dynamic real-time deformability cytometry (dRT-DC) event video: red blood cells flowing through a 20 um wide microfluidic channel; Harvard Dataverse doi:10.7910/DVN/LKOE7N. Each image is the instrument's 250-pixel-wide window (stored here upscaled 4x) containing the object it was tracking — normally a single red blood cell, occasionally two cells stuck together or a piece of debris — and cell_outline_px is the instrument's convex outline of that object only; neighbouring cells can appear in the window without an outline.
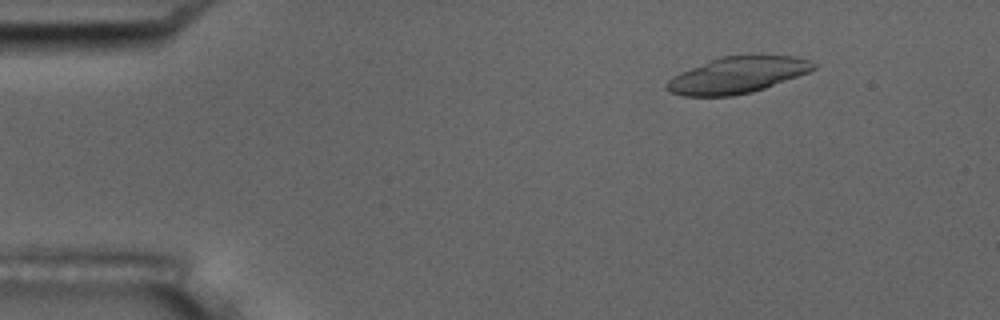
{"species": "common noctule bat (a hibernating species)", "species_latin": "Nyctalus noctula", "temperature_condition": "room temperature", "stored_images_in_passage": 4, "camera_frame_rate_fps": 3000, "um_per_image_px": 0.085, "animal": {"sex": "male", "body_mass_g": 17.5, "forearm_length_mm": 52.3}, "frame": {"image": 1, "passage_image": 2, "time_ms": 0.333, "image_size_px": [1000, 320], "cell_outline_px": [[816, 68], [808, 72], [764, 88], [752, 92], [732, 96], [684, 96], [672, 92], [664, 88], [664, 84], [672, 76], [680, 72], [720, 56], [752, 52], [796, 56], [808, 60], [816, 64]], "centroid_in_image_um": [62.69, 6.33], "position_along_channel_um": 22.3, "area_um2": 31.85}}